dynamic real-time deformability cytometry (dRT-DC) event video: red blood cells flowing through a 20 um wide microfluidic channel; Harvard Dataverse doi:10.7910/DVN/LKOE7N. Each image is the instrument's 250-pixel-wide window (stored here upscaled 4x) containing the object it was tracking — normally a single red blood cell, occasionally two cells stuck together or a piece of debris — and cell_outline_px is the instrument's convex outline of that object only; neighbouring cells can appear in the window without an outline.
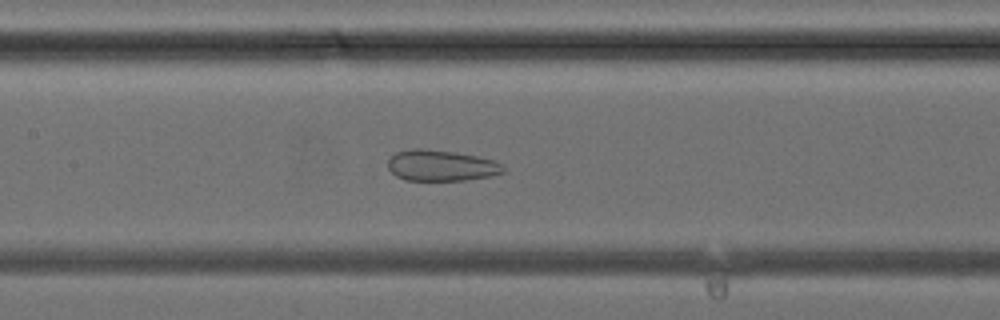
{"species": "common noctule bat (a hibernating species)", "species_latin": "Nyctalus noctula", "temperature_condition": "cold", "stored_images_in_passage": 39, "camera_frame_rate_fps": 3000, "um_per_image_px": 0.085, "animal": {"sex": "female", "body_mass_g": 24.6, "forearm_length_mm": 56.2}, "frame": {"image": 1, "passage_image": 18, "time_ms": 5.667, "image_size_px": [1000, 320], "cell_outline_px": [[504, 172], [492, 176], [464, 180], [404, 180], [396, 176], [388, 168], [388, 160], [396, 152], [412, 148], [424, 148], [452, 152], [476, 156], [496, 160], [504, 168]], "centroid_in_image_um": [37.49, 14.07], "position_along_channel_um": 169.9, "area_um2": 20.81}}
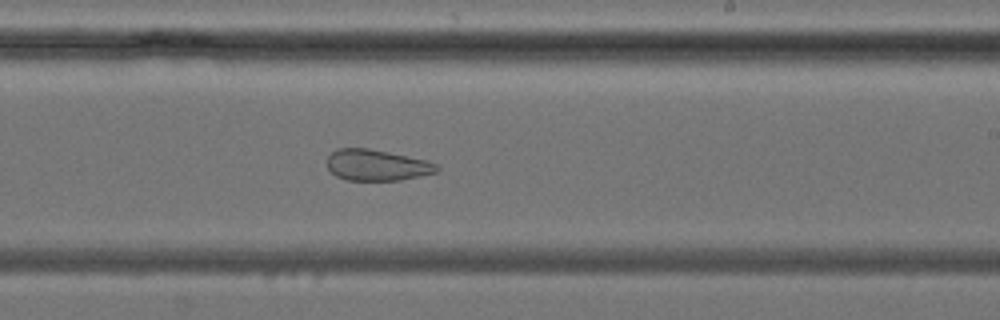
{"frame": {"image": 2, "passage_image": 23, "time_ms": 7.333, "image_size_px": [1000, 320], "cell_outline_px": [[440, 168], [436, 172], [420, 176], [400, 180], [348, 180], [336, 176], [328, 168], [328, 156], [336, 148], [368, 148], [428, 160], [436, 164]], "centroid_in_image_um": [32.04, 14.03], "position_along_channel_um": 257.0, "area_um2": 19.83}}
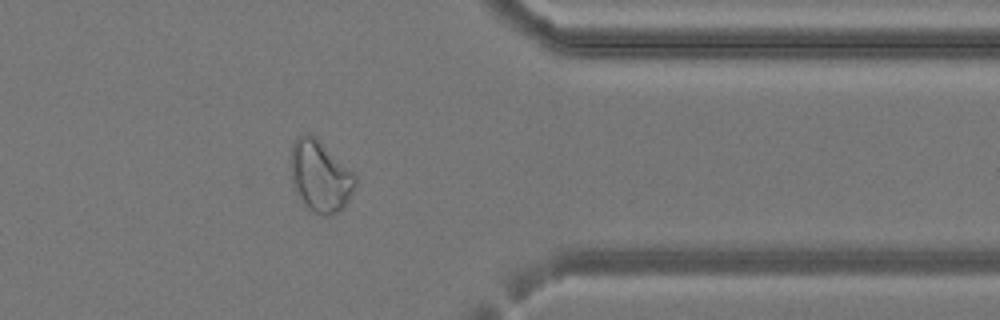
{"frame": {"image": 3, "passage_image": 31, "time_ms": 10.0, "image_size_px": [1000, 320], "cell_outline_px": [[356, 184], [344, 208], [328, 216], [320, 216], [304, 208], [292, 188], [288, 164], [292, 144], [296, 136], [304, 132], [308, 132], [316, 136], [356, 176]], "centroid_in_image_um": [27.12, 14.98], "position_along_channel_um": 384.3, "area_um2": 27.86}}